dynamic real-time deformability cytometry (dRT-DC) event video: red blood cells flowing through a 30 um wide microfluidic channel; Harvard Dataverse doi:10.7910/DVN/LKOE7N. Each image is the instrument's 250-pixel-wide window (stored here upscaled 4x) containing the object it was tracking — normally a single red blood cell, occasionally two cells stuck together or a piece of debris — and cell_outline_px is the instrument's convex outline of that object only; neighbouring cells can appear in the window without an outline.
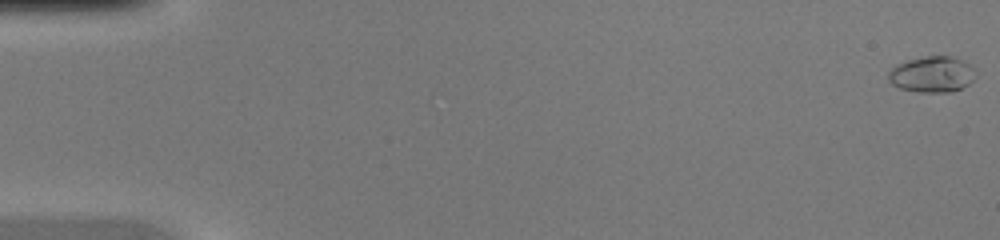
{"species": "common noctule bat (a hibernating species)", "species_latin": "Nyctalus noctula", "temperature_condition": "warm", "stored_images_in_passage": 12, "camera_frame_rate_fps": 3000, "um_per_image_px": 0.085, "animal": {"sex": "female", "body_mass_g": 20.0, "forearm_length_mm": 54.0}, "frame": {"image": 1, "passage_image": 1, "time_ms": 0.0, "image_size_px": [1000, 240], "cell_outline_px": [[976, 76], [968, 84], [952, 92], [916, 92], [900, 88], [892, 84], [888, 80], [888, 72], [896, 64], [908, 60], [924, 56], [952, 56], [968, 64], [976, 72]], "centroid_in_image_um": [79.2, 6.32], "position_along_channel_um": 5.8, "area_um2": 18.26}}